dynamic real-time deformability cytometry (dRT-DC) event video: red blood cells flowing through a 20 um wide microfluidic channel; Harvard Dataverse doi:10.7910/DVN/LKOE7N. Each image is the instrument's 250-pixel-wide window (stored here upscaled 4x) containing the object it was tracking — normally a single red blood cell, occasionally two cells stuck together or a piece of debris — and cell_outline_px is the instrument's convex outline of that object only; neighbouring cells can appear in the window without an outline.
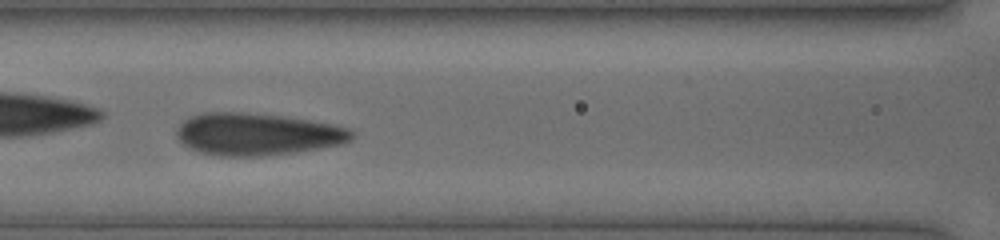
{"species": "human", "species_latin": "Homo sapiens", "temperature_condition": "cold", "stored_images_in_passage": 17, "camera_frame_rate_fps": 3000, "um_per_image_px": 0.085, "donor": {"sex": "female"}, "frame": {"image": 1, "passage_image": 10, "time_ms": 4.0, "image_size_px": [1000, 240], "cell_outline_px": [[352, 140], [344, 144], [296, 152], [264, 156], [220, 156], [200, 152], [188, 148], [176, 136], [176, 128], [184, 120], [192, 116], [204, 112], [244, 112], [280, 116], [308, 120], [332, 124], [348, 128], [352, 132]], "centroid_in_image_um": [21.85, 11.41], "position_along_channel_um": 144.8, "area_um2": 43.06}}
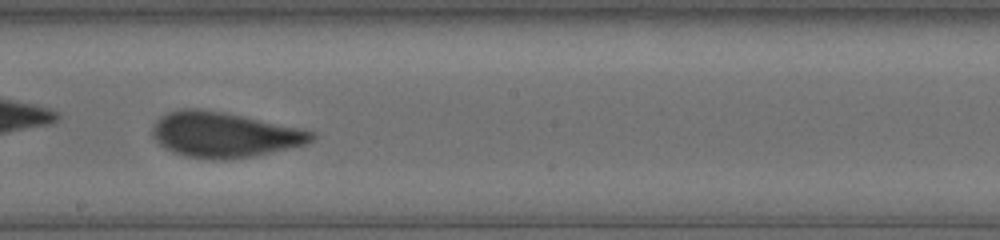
{"frame": {"image": 2, "passage_image": 15, "time_ms": 6.0, "image_size_px": [1000, 240], "cell_outline_px": [[316, 136], [308, 144], [252, 156], [224, 160], [212, 160], [184, 156], [172, 152], [164, 148], [152, 136], [152, 124], [160, 116], [168, 112], [180, 108], [196, 108], [224, 112], [244, 116], [316, 132]], "centroid_in_image_um": [19.01, 11.45], "position_along_channel_um": 229.2, "area_um2": 42.14}}